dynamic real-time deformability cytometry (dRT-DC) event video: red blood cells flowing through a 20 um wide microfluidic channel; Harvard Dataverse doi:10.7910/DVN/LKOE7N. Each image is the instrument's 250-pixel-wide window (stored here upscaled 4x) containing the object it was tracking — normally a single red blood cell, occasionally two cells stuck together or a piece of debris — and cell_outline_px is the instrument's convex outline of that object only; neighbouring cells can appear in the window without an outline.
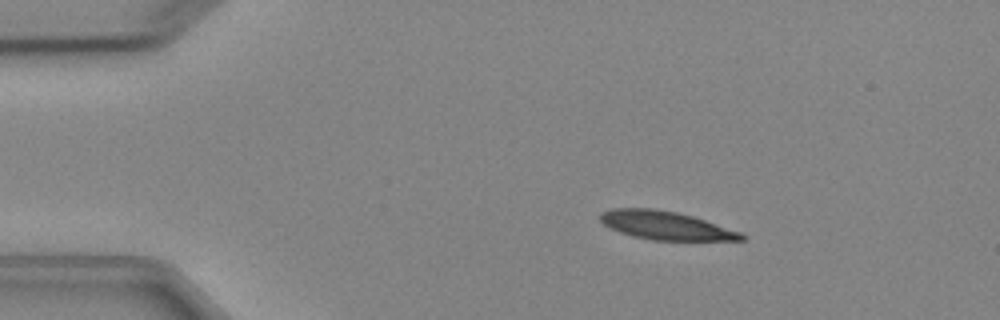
{"species": "Egyptian fruit bat (a non-hibernating species)", "species_latin": "Rousettus aegyptiacus", "temperature_condition": "cold", "stored_images_in_passage": 4, "camera_frame_rate_fps": 3000, "um_per_image_px": 0.085, "animal": {"sex": "female"}, "frame": {"image": 1, "passage_image": 1, "time_ms": 0.0, "image_size_px": [1000, 320], "cell_outline_px": [[748, 236], [744, 240], [652, 240], [632, 236], [620, 232], [604, 224], [600, 220], [600, 212], [612, 208], [652, 208], [676, 212], [692, 216], [740, 232]], "centroid_in_image_um": [56.56, 19.16], "position_along_channel_um": 28.4, "area_um2": 23.18}}
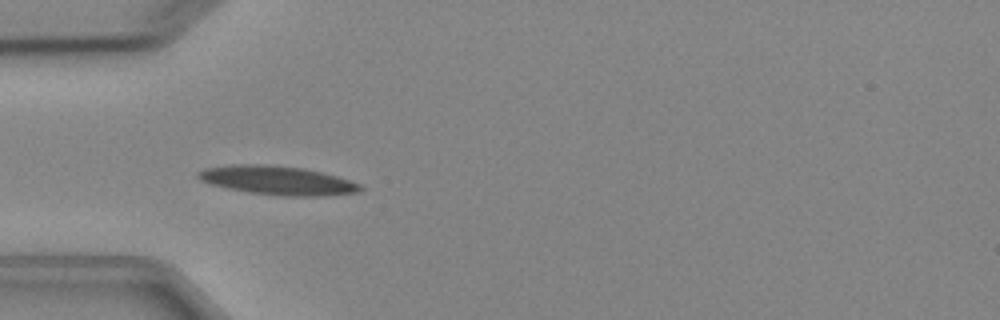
{"frame": {"image": 2, "passage_image": 3, "time_ms": 2.333, "image_size_px": [1000, 320], "cell_outline_px": [[364, 188], [360, 192], [324, 196], [288, 196], [252, 192], [228, 188], [212, 184], [200, 180], [196, 176], [196, 172], [204, 168], [232, 164], [268, 164], [304, 168], [336, 176], [360, 184]], "centroid_in_image_um": [23.58, 15.32], "position_along_channel_um": 61.4, "area_um2": 27.17}}